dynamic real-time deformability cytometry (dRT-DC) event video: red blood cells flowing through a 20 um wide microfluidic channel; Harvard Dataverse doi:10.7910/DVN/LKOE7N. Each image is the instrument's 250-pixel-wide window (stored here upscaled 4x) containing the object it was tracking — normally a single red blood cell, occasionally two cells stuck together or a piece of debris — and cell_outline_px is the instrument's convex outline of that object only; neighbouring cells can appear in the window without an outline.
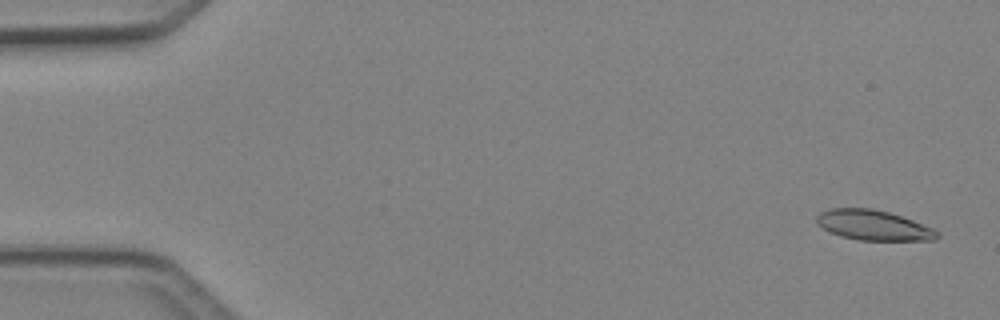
{"species": "Egyptian fruit bat (a non-hibernating species)", "species_latin": "Rousettus aegyptiacus", "temperature_condition": "cold", "stored_images_in_passage": 47, "camera_frame_rate_fps": 3000, "um_per_image_px": 0.085, "animal": {"sex": "female"}, "frame": {"image": 1, "passage_image": 1, "time_ms": 0.0, "image_size_px": [1000, 320], "cell_outline_px": [[940, 236], [936, 240], [860, 240], [840, 236], [828, 232], [816, 224], [816, 216], [820, 212], [832, 208], [872, 208], [888, 212], [912, 220], [932, 228], [940, 232]], "centroid_in_image_um": [74.21, 19.15], "position_along_channel_um": 10.8, "area_um2": 21.21}}
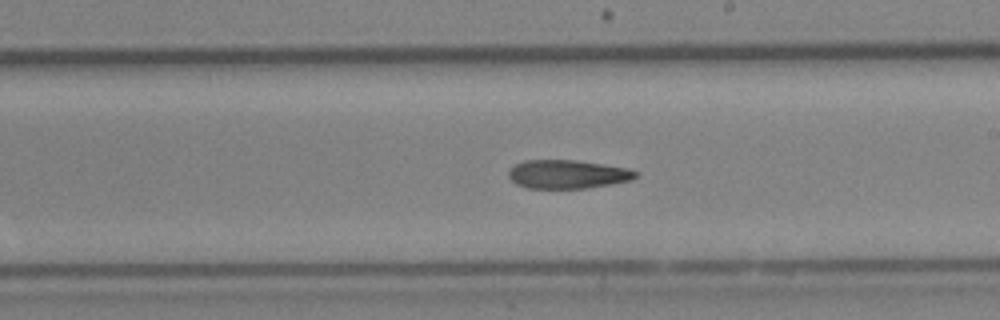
{"frame": {"image": 2, "passage_image": 27, "time_ms": 8.667, "image_size_px": [1000, 320], "cell_outline_px": [[636, 176], [632, 180], [612, 184], [588, 188], [528, 188], [516, 184], [508, 176], [508, 172], [516, 164], [524, 160], [576, 160], [628, 168], [636, 172]], "centroid_in_image_um": [48.24, 14.81], "position_along_channel_um": 240.8, "area_um2": 21.1}}
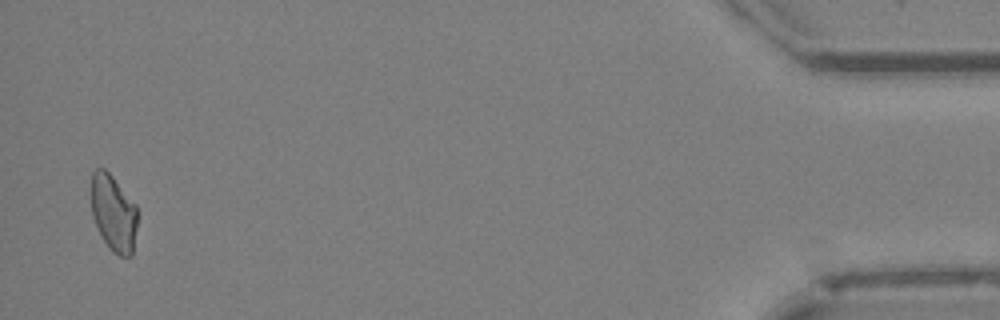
{"frame": {"image": 3, "passage_image": 46, "time_ms": 15.0, "image_size_px": [1000, 320], "cell_outline_px": [[136, 228], [132, 256], [120, 256], [112, 252], [108, 248], [92, 216], [92, 172], [96, 168], [104, 168], [112, 176], [136, 204]], "centroid_in_image_um": [9.65, 18.11], "position_along_channel_um": 425.5, "area_um2": 20.4}, "authors_computed_cell_mechanics": {"area_um2": 21.7328, "velocity_mm_per_s": 4.2596, "shape_relaxation_time_tau1_ms": null, "shape_relaxation_time_tau2_ms": 10.9573, "deformation_change_tau1": null, "deformation_change_tau2": 0.2073}}